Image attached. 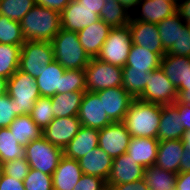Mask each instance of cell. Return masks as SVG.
Wrapping results in <instances>:
<instances>
[{"label": "cell", "mask_w": 190, "mask_h": 190, "mask_svg": "<svg viewBox=\"0 0 190 190\" xmlns=\"http://www.w3.org/2000/svg\"><path fill=\"white\" fill-rule=\"evenodd\" d=\"M162 105L133 99L123 119L131 137L157 138Z\"/></svg>", "instance_id": "obj_1"}, {"label": "cell", "mask_w": 190, "mask_h": 190, "mask_svg": "<svg viewBox=\"0 0 190 190\" xmlns=\"http://www.w3.org/2000/svg\"><path fill=\"white\" fill-rule=\"evenodd\" d=\"M25 41H48L61 29L60 13L56 10L35 5L20 21Z\"/></svg>", "instance_id": "obj_2"}, {"label": "cell", "mask_w": 190, "mask_h": 190, "mask_svg": "<svg viewBox=\"0 0 190 190\" xmlns=\"http://www.w3.org/2000/svg\"><path fill=\"white\" fill-rule=\"evenodd\" d=\"M54 59L65 69L84 70L90 61L77 32L60 29L51 41Z\"/></svg>", "instance_id": "obj_3"}, {"label": "cell", "mask_w": 190, "mask_h": 190, "mask_svg": "<svg viewBox=\"0 0 190 190\" xmlns=\"http://www.w3.org/2000/svg\"><path fill=\"white\" fill-rule=\"evenodd\" d=\"M7 94L15 103L16 115H29L40 97L36 79L18 69L9 79Z\"/></svg>", "instance_id": "obj_4"}, {"label": "cell", "mask_w": 190, "mask_h": 190, "mask_svg": "<svg viewBox=\"0 0 190 190\" xmlns=\"http://www.w3.org/2000/svg\"><path fill=\"white\" fill-rule=\"evenodd\" d=\"M24 157L30 168L52 175L63 156V149L52 145L43 136L25 146Z\"/></svg>", "instance_id": "obj_5"}, {"label": "cell", "mask_w": 190, "mask_h": 190, "mask_svg": "<svg viewBox=\"0 0 190 190\" xmlns=\"http://www.w3.org/2000/svg\"><path fill=\"white\" fill-rule=\"evenodd\" d=\"M84 72L86 91L97 92L111 87L122 86V68L98 58H91Z\"/></svg>", "instance_id": "obj_6"}, {"label": "cell", "mask_w": 190, "mask_h": 190, "mask_svg": "<svg viewBox=\"0 0 190 190\" xmlns=\"http://www.w3.org/2000/svg\"><path fill=\"white\" fill-rule=\"evenodd\" d=\"M53 60L55 59L51 42L25 41L21 47L18 69L36 79L43 67Z\"/></svg>", "instance_id": "obj_7"}, {"label": "cell", "mask_w": 190, "mask_h": 190, "mask_svg": "<svg viewBox=\"0 0 190 190\" xmlns=\"http://www.w3.org/2000/svg\"><path fill=\"white\" fill-rule=\"evenodd\" d=\"M132 44L128 25L120 28H112L96 58L123 68Z\"/></svg>", "instance_id": "obj_8"}, {"label": "cell", "mask_w": 190, "mask_h": 190, "mask_svg": "<svg viewBox=\"0 0 190 190\" xmlns=\"http://www.w3.org/2000/svg\"><path fill=\"white\" fill-rule=\"evenodd\" d=\"M177 97V88L160 67L150 72L148 83L138 99L154 104L172 105L177 102Z\"/></svg>", "instance_id": "obj_9"}, {"label": "cell", "mask_w": 190, "mask_h": 190, "mask_svg": "<svg viewBox=\"0 0 190 190\" xmlns=\"http://www.w3.org/2000/svg\"><path fill=\"white\" fill-rule=\"evenodd\" d=\"M131 136L123 122H112L99 130L100 147L113 159L124 153L128 149Z\"/></svg>", "instance_id": "obj_10"}, {"label": "cell", "mask_w": 190, "mask_h": 190, "mask_svg": "<svg viewBox=\"0 0 190 190\" xmlns=\"http://www.w3.org/2000/svg\"><path fill=\"white\" fill-rule=\"evenodd\" d=\"M78 118L82 126L98 130L112 123L104 112L103 102H101L99 96L90 91H85L83 95Z\"/></svg>", "instance_id": "obj_11"}, {"label": "cell", "mask_w": 190, "mask_h": 190, "mask_svg": "<svg viewBox=\"0 0 190 190\" xmlns=\"http://www.w3.org/2000/svg\"><path fill=\"white\" fill-rule=\"evenodd\" d=\"M103 102L104 112L112 122H122L133 97L121 86L95 92Z\"/></svg>", "instance_id": "obj_12"}, {"label": "cell", "mask_w": 190, "mask_h": 190, "mask_svg": "<svg viewBox=\"0 0 190 190\" xmlns=\"http://www.w3.org/2000/svg\"><path fill=\"white\" fill-rule=\"evenodd\" d=\"M81 126L78 116L54 118L43 130L42 136L52 145L64 149L76 136Z\"/></svg>", "instance_id": "obj_13"}, {"label": "cell", "mask_w": 190, "mask_h": 190, "mask_svg": "<svg viewBox=\"0 0 190 190\" xmlns=\"http://www.w3.org/2000/svg\"><path fill=\"white\" fill-rule=\"evenodd\" d=\"M100 19L94 9L71 0L60 13L61 28L67 31L79 32Z\"/></svg>", "instance_id": "obj_14"}, {"label": "cell", "mask_w": 190, "mask_h": 190, "mask_svg": "<svg viewBox=\"0 0 190 190\" xmlns=\"http://www.w3.org/2000/svg\"><path fill=\"white\" fill-rule=\"evenodd\" d=\"M176 5L165 0H141L131 14L130 21L157 24L174 15L177 11Z\"/></svg>", "instance_id": "obj_15"}, {"label": "cell", "mask_w": 190, "mask_h": 190, "mask_svg": "<svg viewBox=\"0 0 190 190\" xmlns=\"http://www.w3.org/2000/svg\"><path fill=\"white\" fill-rule=\"evenodd\" d=\"M145 168L136 164L127 153L113 159L109 177L106 181L107 187L125 184L144 178Z\"/></svg>", "instance_id": "obj_16"}, {"label": "cell", "mask_w": 190, "mask_h": 190, "mask_svg": "<svg viewBox=\"0 0 190 190\" xmlns=\"http://www.w3.org/2000/svg\"><path fill=\"white\" fill-rule=\"evenodd\" d=\"M128 26L133 44L144 47L152 52L159 53L162 57L166 54L161 44L157 24L130 21Z\"/></svg>", "instance_id": "obj_17"}, {"label": "cell", "mask_w": 190, "mask_h": 190, "mask_svg": "<svg viewBox=\"0 0 190 190\" xmlns=\"http://www.w3.org/2000/svg\"><path fill=\"white\" fill-rule=\"evenodd\" d=\"M111 29L103 20L99 19L77 32L79 41L90 59L98 56Z\"/></svg>", "instance_id": "obj_18"}, {"label": "cell", "mask_w": 190, "mask_h": 190, "mask_svg": "<svg viewBox=\"0 0 190 190\" xmlns=\"http://www.w3.org/2000/svg\"><path fill=\"white\" fill-rule=\"evenodd\" d=\"M98 141V129L81 126L76 136L63 149V155L74 160H79L98 147Z\"/></svg>", "instance_id": "obj_19"}, {"label": "cell", "mask_w": 190, "mask_h": 190, "mask_svg": "<svg viewBox=\"0 0 190 190\" xmlns=\"http://www.w3.org/2000/svg\"><path fill=\"white\" fill-rule=\"evenodd\" d=\"M65 68L56 60L44 66L40 76L36 78V84L39 88L40 96L52 97L56 94L63 93V74Z\"/></svg>", "instance_id": "obj_20"}, {"label": "cell", "mask_w": 190, "mask_h": 190, "mask_svg": "<svg viewBox=\"0 0 190 190\" xmlns=\"http://www.w3.org/2000/svg\"><path fill=\"white\" fill-rule=\"evenodd\" d=\"M82 175L78 160L63 155L52 174L53 190H73Z\"/></svg>", "instance_id": "obj_21"}, {"label": "cell", "mask_w": 190, "mask_h": 190, "mask_svg": "<svg viewBox=\"0 0 190 190\" xmlns=\"http://www.w3.org/2000/svg\"><path fill=\"white\" fill-rule=\"evenodd\" d=\"M159 140L157 138L131 137L126 153L144 168L155 165Z\"/></svg>", "instance_id": "obj_22"}, {"label": "cell", "mask_w": 190, "mask_h": 190, "mask_svg": "<svg viewBox=\"0 0 190 190\" xmlns=\"http://www.w3.org/2000/svg\"><path fill=\"white\" fill-rule=\"evenodd\" d=\"M79 166L85 175L98 176L107 181L113 158L100 147H96L78 160Z\"/></svg>", "instance_id": "obj_23"}, {"label": "cell", "mask_w": 190, "mask_h": 190, "mask_svg": "<svg viewBox=\"0 0 190 190\" xmlns=\"http://www.w3.org/2000/svg\"><path fill=\"white\" fill-rule=\"evenodd\" d=\"M185 133L178 109L172 105H162L157 139L159 141L180 140Z\"/></svg>", "instance_id": "obj_24"}, {"label": "cell", "mask_w": 190, "mask_h": 190, "mask_svg": "<svg viewBox=\"0 0 190 190\" xmlns=\"http://www.w3.org/2000/svg\"><path fill=\"white\" fill-rule=\"evenodd\" d=\"M182 157L183 145L181 139L159 141L155 165L163 170L178 174Z\"/></svg>", "instance_id": "obj_25"}, {"label": "cell", "mask_w": 190, "mask_h": 190, "mask_svg": "<svg viewBox=\"0 0 190 190\" xmlns=\"http://www.w3.org/2000/svg\"><path fill=\"white\" fill-rule=\"evenodd\" d=\"M160 67L176 88L190 79V57L165 54Z\"/></svg>", "instance_id": "obj_26"}, {"label": "cell", "mask_w": 190, "mask_h": 190, "mask_svg": "<svg viewBox=\"0 0 190 190\" xmlns=\"http://www.w3.org/2000/svg\"><path fill=\"white\" fill-rule=\"evenodd\" d=\"M161 59L162 56L159 53L132 44L125 66H129L131 69L151 72L160 68Z\"/></svg>", "instance_id": "obj_27"}, {"label": "cell", "mask_w": 190, "mask_h": 190, "mask_svg": "<svg viewBox=\"0 0 190 190\" xmlns=\"http://www.w3.org/2000/svg\"><path fill=\"white\" fill-rule=\"evenodd\" d=\"M84 93V91H75L50 97L54 118L78 116Z\"/></svg>", "instance_id": "obj_28"}, {"label": "cell", "mask_w": 190, "mask_h": 190, "mask_svg": "<svg viewBox=\"0 0 190 190\" xmlns=\"http://www.w3.org/2000/svg\"><path fill=\"white\" fill-rule=\"evenodd\" d=\"M8 128L16 137V141L24 147L32 140L40 138L43 133L30 115L17 116Z\"/></svg>", "instance_id": "obj_29"}, {"label": "cell", "mask_w": 190, "mask_h": 190, "mask_svg": "<svg viewBox=\"0 0 190 190\" xmlns=\"http://www.w3.org/2000/svg\"><path fill=\"white\" fill-rule=\"evenodd\" d=\"M185 24L177 13L157 23V29L165 53L171 49L174 43H177L180 37V30H182Z\"/></svg>", "instance_id": "obj_30"}, {"label": "cell", "mask_w": 190, "mask_h": 190, "mask_svg": "<svg viewBox=\"0 0 190 190\" xmlns=\"http://www.w3.org/2000/svg\"><path fill=\"white\" fill-rule=\"evenodd\" d=\"M177 173L152 165L145 168L144 180L150 190H175Z\"/></svg>", "instance_id": "obj_31"}, {"label": "cell", "mask_w": 190, "mask_h": 190, "mask_svg": "<svg viewBox=\"0 0 190 190\" xmlns=\"http://www.w3.org/2000/svg\"><path fill=\"white\" fill-rule=\"evenodd\" d=\"M99 17L111 28H120L129 24L131 14L116 0H105Z\"/></svg>", "instance_id": "obj_32"}, {"label": "cell", "mask_w": 190, "mask_h": 190, "mask_svg": "<svg viewBox=\"0 0 190 190\" xmlns=\"http://www.w3.org/2000/svg\"><path fill=\"white\" fill-rule=\"evenodd\" d=\"M122 73V87L133 97V99H138L148 83L150 72L131 69L129 66H124L122 68Z\"/></svg>", "instance_id": "obj_33"}, {"label": "cell", "mask_w": 190, "mask_h": 190, "mask_svg": "<svg viewBox=\"0 0 190 190\" xmlns=\"http://www.w3.org/2000/svg\"><path fill=\"white\" fill-rule=\"evenodd\" d=\"M21 47L0 43V76L9 79L18 70Z\"/></svg>", "instance_id": "obj_34"}, {"label": "cell", "mask_w": 190, "mask_h": 190, "mask_svg": "<svg viewBox=\"0 0 190 190\" xmlns=\"http://www.w3.org/2000/svg\"><path fill=\"white\" fill-rule=\"evenodd\" d=\"M25 147L16 141V137L7 128H0V159L3 163L24 157Z\"/></svg>", "instance_id": "obj_35"}, {"label": "cell", "mask_w": 190, "mask_h": 190, "mask_svg": "<svg viewBox=\"0 0 190 190\" xmlns=\"http://www.w3.org/2000/svg\"><path fill=\"white\" fill-rule=\"evenodd\" d=\"M24 42L20 22L13 21L0 14V43L22 45Z\"/></svg>", "instance_id": "obj_36"}, {"label": "cell", "mask_w": 190, "mask_h": 190, "mask_svg": "<svg viewBox=\"0 0 190 190\" xmlns=\"http://www.w3.org/2000/svg\"><path fill=\"white\" fill-rule=\"evenodd\" d=\"M35 5V0H0V11L9 19L20 22Z\"/></svg>", "instance_id": "obj_37"}, {"label": "cell", "mask_w": 190, "mask_h": 190, "mask_svg": "<svg viewBox=\"0 0 190 190\" xmlns=\"http://www.w3.org/2000/svg\"><path fill=\"white\" fill-rule=\"evenodd\" d=\"M29 115L43 131L54 119L51 99L40 96Z\"/></svg>", "instance_id": "obj_38"}, {"label": "cell", "mask_w": 190, "mask_h": 190, "mask_svg": "<svg viewBox=\"0 0 190 190\" xmlns=\"http://www.w3.org/2000/svg\"><path fill=\"white\" fill-rule=\"evenodd\" d=\"M23 182L25 190H53L52 175L32 168Z\"/></svg>", "instance_id": "obj_39"}, {"label": "cell", "mask_w": 190, "mask_h": 190, "mask_svg": "<svg viewBox=\"0 0 190 190\" xmlns=\"http://www.w3.org/2000/svg\"><path fill=\"white\" fill-rule=\"evenodd\" d=\"M86 91L84 70L65 69L63 74V93Z\"/></svg>", "instance_id": "obj_40"}, {"label": "cell", "mask_w": 190, "mask_h": 190, "mask_svg": "<svg viewBox=\"0 0 190 190\" xmlns=\"http://www.w3.org/2000/svg\"><path fill=\"white\" fill-rule=\"evenodd\" d=\"M30 169L25 157L3 163V173L14 179L24 181Z\"/></svg>", "instance_id": "obj_41"}, {"label": "cell", "mask_w": 190, "mask_h": 190, "mask_svg": "<svg viewBox=\"0 0 190 190\" xmlns=\"http://www.w3.org/2000/svg\"><path fill=\"white\" fill-rule=\"evenodd\" d=\"M166 54L190 57V25L186 23L182 27L177 43H174Z\"/></svg>", "instance_id": "obj_42"}, {"label": "cell", "mask_w": 190, "mask_h": 190, "mask_svg": "<svg viewBox=\"0 0 190 190\" xmlns=\"http://www.w3.org/2000/svg\"><path fill=\"white\" fill-rule=\"evenodd\" d=\"M17 117L15 103L6 93L0 96V128H7Z\"/></svg>", "instance_id": "obj_43"}, {"label": "cell", "mask_w": 190, "mask_h": 190, "mask_svg": "<svg viewBox=\"0 0 190 190\" xmlns=\"http://www.w3.org/2000/svg\"><path fill=\"white\" fill-rule=\"evenodd\" d=\"M106 187L104 179L83 174L73 190H104Z\"/></svg>", "instance_id": "obj_44"}, {"label": "cell", "mask_w": 190, "mask_h": 190, "mask_svg": "<svg viewBox=\"0 0 190 190\" xmlns=\"http://www.w3.org/2000/svg\"><path fill=\"white\" fill-rule=\"evenodd\" d=\"M0 190H25L24 182L3 173L0 176Z\"/></svg>", "instance_id": "obj_45"}, {"label": "cell", "mask_w": 190, "mask_h": 190, "mask_svg": "<svg viewBox=\"0 0 190 190\" xmlns=\"http://www.w3.org/2000/svg\"><path fill=\"white\" fill-rule=\"evenodd\" d=\"M109 189L110 190H150L144 178L130 183L112 185L109 187Z\"/></svg>", "instance_id": "obj_46"}, {"label": "cell", "mask_w": 190, "mask_h": 190, "mask_svg": "<svg viewBox=\"0 0 190 190\" xmlns=\"http://www.w3.org/2000/svg\"><path fill=\"white\" fill-rule=\"evenodd\" d=\"M71 0H35L36 5L50 8L61 13Z\"/></svg>", "instance_id": "obj_47"}, {"label": "cell", "mask_w": 190, "mask_h": 190, "mask_svg": "<svg viewBox=\"0 0 190 190\" xmlns=\"http://www.w3.org/2000/svg\"><path fill=\"white\" fill-rule=\"evenodd\" d=\"M179 112V117L181 118L183 128L185 131H190V105L189 104H173Z\"/></svg>", "instance_id": "obj_48"}, {"label": "cell", "mask_w": 190, "mask_h": 190, "mask_svg": "<svg viewBox=\"0 0 190 190\" xmlns=\"http://www.w3.org/2000/svg\"><path fill=\"white\" fill-rule=\"evenodd\" d=\"M176 9L182 21L190 25V0H179Z\"/></svg>", "instance_id": "obj_49"}, {"label": "cell", "mask_w": 190, "mask_h": 190, "mask_svg": "<svg viewBox=\"0 0 190 190\" xmlns=\"http://www.w3.org/2000/svg\"><path fill=\"white\" fill-rule=\"evenodd\" d=\"M175 190H190V171L177 174Z\"/></svg>", "instance_id": "obj_50"}, {"label": "cell", "mask_w": 190, "mask_h": 190, "mask_svg": "<svg viewBox=\"0 0 190 190\" xmlns=\"http://www.w3.org/2000/svg\"><path fill=\"white\" fill-rule=\"evenodd\" d=\"M77 2H79V4L94 9V12L98 15L100 13V10L106 3L105 0H77Z\"/></svg>", "instance_id": "obj_51"}, {"label": "cell", "mask_w": 190, "mask_h": 190, "mask_svg": "<svg viewBox=\"0 0 190 190\" xmlns=\"http://www.w3.org/2000/svg\"><path fill=\"white\" fill-rule=\"evenodd\" d=\"M190 171V152L187 149H183V157L180 160L179 164V173L189 172Z\"/></svg>", "instance_id": "obj_52"}, {"label": "cell", "mask_w": 190, "mask_h": 190, "mask_svg": "<svg viewBox=\"0 0 190 190\" xmlns=\"http://www.w3.org/2000/svg\"><path fill=\"white\" fill-rule=\"evenodd\" d=\"M116 1L120 3L126 9V11L132 14L135 11L137 4L141 0H116Z\"/></svg>", "instance_id": "obj_53"}, {"label": "cell", "mask_w": 190, "mask_h": 190, "mask_svg": "<svg viewBox=\"0 0 190 190\" xmlns=\"http://www.w3.org/2000/svg\"><path fill=\"white\" fill-rule=\"evenodd\" d=\"M177 103L190 105V88L189 90H177Z\"/></svg>", "instance_id": "obj_54"}, {"label": "cell", "mask_w": 190, "mask_h": 190, "mask_svg": "<svg viewBox=\"0 0 190 190\" xmlns=\"http://www.w3.org/2000/svg\"><path fill=\"white\" fill-rule=\"evenodd\" d=\"M183 149H187L190 152V131H185L182 138Z\"/></svg>", "instance_id": "obj_55"}, {"label": "cell", "mask_w": 190, "mask_h": 190, "mask_svg": "<svg viewBox=\"0 0 190 190\" xmlns=\"http://www.w3.org/2000/svg\"><path fill=\"white\" fill-rule=\"evenodd\" d=\"M8 79L0 76V96L7 93Z\"/></svg>", "instance_id": "obj_56"}, {"label": "cell", "mask_w": 190, "mask_h": 190, "mask_svg": "<svg viewBox=\"0 0 190 190\" xmlns=\"http://www.w3.org/2000/svg\"><path fill=\"white\" fill-rule=\"evenodd\" d=\"M190 88V79H188L185 83H181V85L177 88V90H189Z\"/></svg>", "instance_id": "obj_57"}, {"label": "cell", "mask_w": 190, "mask_h": 190, "mask_svg": "<svg viewBox=\"0 0 190 190\" xmlns=\"http://www.w3.org/2000/svg\"><path fill=\"white\" fill-rule=\"evenodd\" d=\"M3 174V162L0 159V176Z\"/></svg>", "instance_id": "obj_58"}, {"label": "cell", "mask_w": 190, "mask_h": 190, "mask_svg": "<svg viewBox=\"0 0 190 190\" xmlns=\"http://www.w3.org/2000/svg\"><path fill=\"white\" fill-rule=\"evenodd\" d=\"M177 4L179 0H165Z\"/></svg>", "instance_id": "obj_59"}]
</instances>
